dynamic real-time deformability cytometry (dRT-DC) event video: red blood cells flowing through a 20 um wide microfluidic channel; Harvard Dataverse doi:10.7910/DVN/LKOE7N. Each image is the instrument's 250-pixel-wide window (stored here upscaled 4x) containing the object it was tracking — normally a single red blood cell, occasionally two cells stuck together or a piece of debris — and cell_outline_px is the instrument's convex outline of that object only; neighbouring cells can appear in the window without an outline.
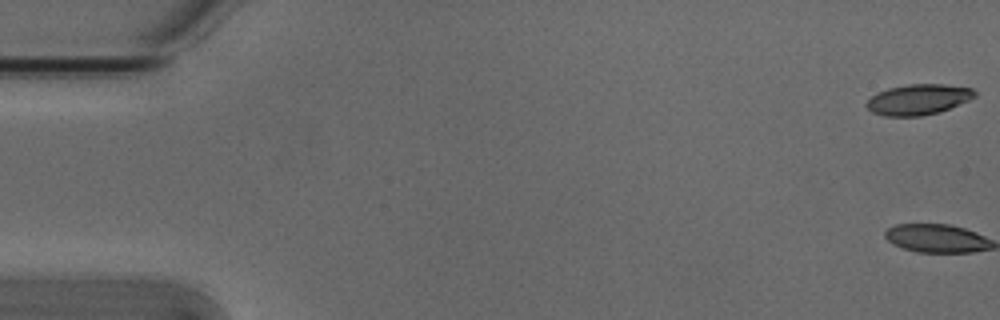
{"species": "Egyptian fruit bat (a non-hibernating species)", "species_latin": "Rousettus aegyptiacus", "temperature_condition": "cold", "stored_images_in_passage": 54, "camera_frame_rate_fps": 3000, "um_per_image_px": 0.085, "animal": {"sex": "male"}, "frame": {"image": 1, "passage_image": 1, "time_ms": 0.0, "image_size_px": [1000, 320], "cell_outline_px": [[976, 96], [968, 100], [940, 112], [920, 116], [884, 116], [872, 112], [864, 104], [876, 92], [888, 88], [908, 84], [944, 84], [972, 88], [976, 92]], "centroid_in_image_um": [78.03, 8.45], "position_along_channel_um": 7.0, "area_um2": 19.31}, "authors_computed_cell_mechanics": {"area_um2": 19.8832, "velocity_mm_per_s": 3.8001, "shape_relaxation_time_tau1_ms": 2.3316, "shape_relaxation_time_tau2_ms": 3.7588, "deformation_change_tau1": 0.2232, "deformation_change_tau2": 0.1116}}